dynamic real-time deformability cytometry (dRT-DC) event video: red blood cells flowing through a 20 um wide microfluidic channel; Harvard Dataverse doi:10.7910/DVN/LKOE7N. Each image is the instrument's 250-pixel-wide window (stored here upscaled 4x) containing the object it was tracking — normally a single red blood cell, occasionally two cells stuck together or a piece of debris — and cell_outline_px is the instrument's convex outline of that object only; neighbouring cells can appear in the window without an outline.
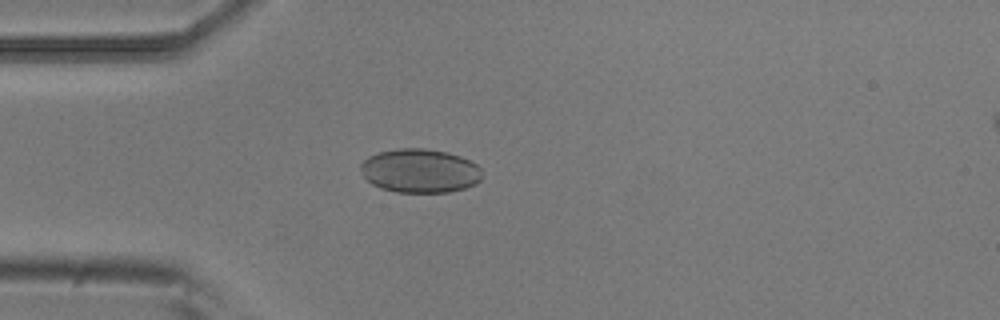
{"species": "common noctule bat (a hibernating species)", "species_latin": "Nyctalus noctula", "temperature_condition": "room temperature", "stored_images_in_passage": 5, "camera_frame_rate_fps": 3000, "um_per_image_px": 0.085, "animal": {"sex": "male", "body_mass_g": 20.5, "forearm_length_mm": 52.5}, "frame": {"image": 1, "passage_image": 4, "time_ms": 1.0, "image_size_px": [1000, 320], "cell_outline_px": [[484, 172], [480, 180], [476, 184], [464, 188], [448, 192], [396, 192], [380, 188], [372, 184], [364, 176], [360, 168], [360, 164], [368, 156], [376, 152], [396, 148], [424, 148], [448, 152], [460, 156], [476, 164]], "centroid_in_image_um": [35.69, 14.51], "position_along_channel_um": 49.3, "area_um2": 31.33}}